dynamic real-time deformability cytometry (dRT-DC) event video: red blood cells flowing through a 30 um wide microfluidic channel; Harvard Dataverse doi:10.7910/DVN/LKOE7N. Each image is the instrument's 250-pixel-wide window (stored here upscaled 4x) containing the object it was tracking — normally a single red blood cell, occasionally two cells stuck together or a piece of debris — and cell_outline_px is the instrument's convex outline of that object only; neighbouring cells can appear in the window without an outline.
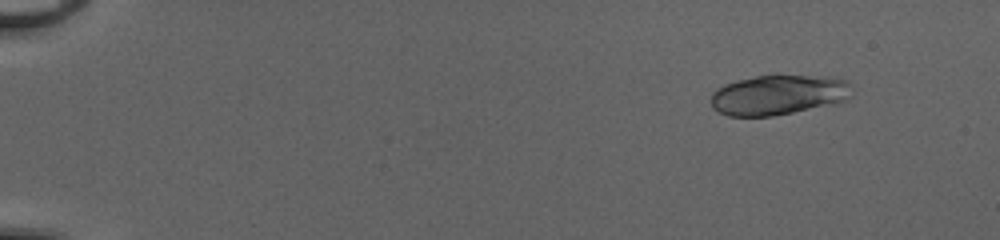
{"species": "common noctule bat (a hibernating species)", "species_latin": "Nyctalus noctula", "temperature_condition": "cold", "stored_images_in_passage": 52, "camera_frame_rate_fps": 3000, "um_per_image_px": 0.085, "animal": {"sex": "female", "body_mass_g": 20.0, "forearm_length_mm": 54.0}, "frame": {"image": 1, "passage_image": 6, "time_ms": 1.667, "image_size_px": [1000, 240], "cell_outline_px": [[852, 96], [844, 100], [832, 104], [772, 116], [728, 116], [712, 108], [712, 92], [716, 88], [724, 84], [736, 80], [776, 72], [828, 76], [848, 80]], "centroid_in_image_um": [66.17, 8.01], "position_along_channel_um": 18.8, "area_um2": 33.76}}
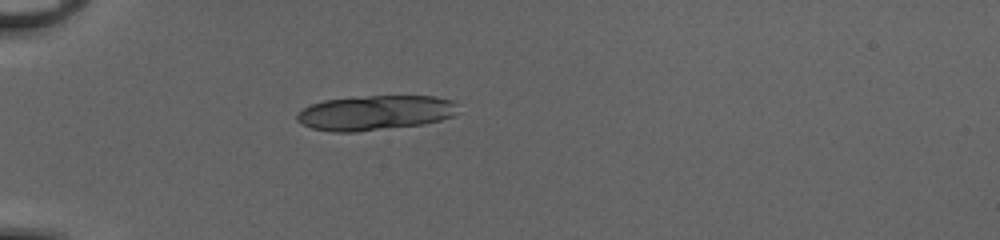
{"frame": {"image": 2, "passage_image": 17, "time_ms": 5.333, "image_size_px": [1000, 240], "cell_outline_px": [[456, 112], [452, 116], [440, 120], [424, 124], [356, 132], [332, 132], [312, 128], [296, 120], [296, 112], [312, 104], [324, 100], [368, 96], [432, 96], [452, 100], [456, 104]], "centroid_in_image_um": [31.87, 9.59], "position_along_channel_um": 53.1, "area_um2": 32.54}}